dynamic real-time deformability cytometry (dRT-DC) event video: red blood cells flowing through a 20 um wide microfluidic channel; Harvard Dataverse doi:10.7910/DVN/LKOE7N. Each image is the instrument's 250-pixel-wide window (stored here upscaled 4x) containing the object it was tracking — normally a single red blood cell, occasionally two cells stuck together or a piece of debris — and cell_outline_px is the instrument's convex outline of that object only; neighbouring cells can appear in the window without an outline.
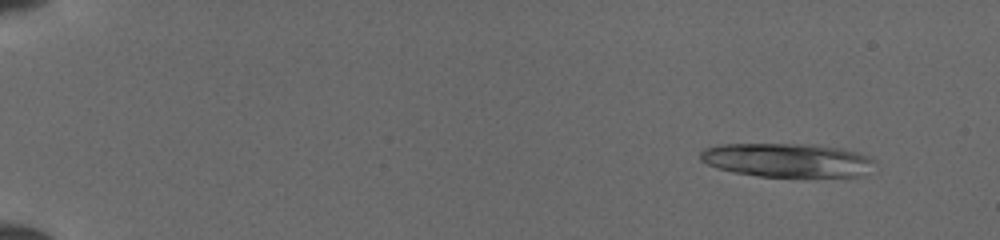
{"species": "common noctule bat (a hibernating species)", "species_latin": "Nyctalus noctula", "temperature_condition": "cold", "stored_images_in_passage": 18, "camera_frame_rate_fps": 3000, "um_per_image_px": 0.085, "animal": {"sex": "female", "body_mass_g": 19.5, "forearm_length_mm": 54.1}, "frame": {"image": 1, "passage_image": 1, "time_ms": 0.0, "image_size_px": [1000, 240], "cell_outline_px": [[876, 160], [856, 176], [760, 176], [732, 172], [716, 168], [700, 160], [700, 152], [704, 148], [724, 144], [792, 144], [840, 148], [856, 152], [868, 156]], "centroid_in_image_um": [66.78, 13.6], "position_along_channel_um": 18.2, "area_um2": 33.52}}